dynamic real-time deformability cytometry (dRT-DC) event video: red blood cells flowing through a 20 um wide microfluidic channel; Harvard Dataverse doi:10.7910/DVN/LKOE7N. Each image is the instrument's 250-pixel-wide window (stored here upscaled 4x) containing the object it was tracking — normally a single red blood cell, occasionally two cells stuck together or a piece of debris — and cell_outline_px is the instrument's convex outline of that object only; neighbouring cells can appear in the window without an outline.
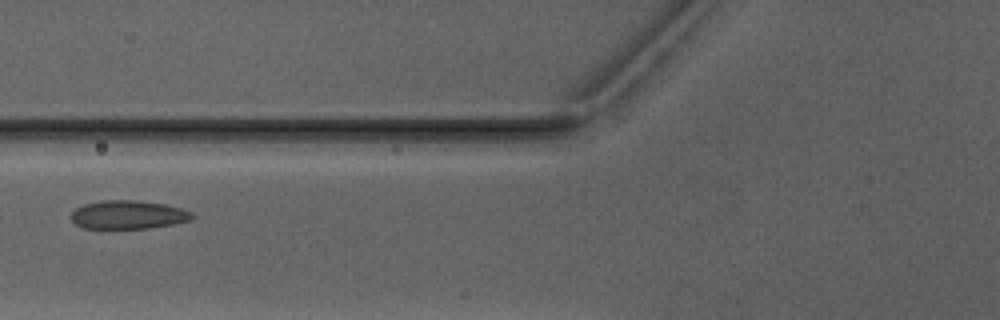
{"species": "Egyptian fruit bat (a non-hibernating species)", "species_latin": "Rousettus aegyptiacus", "temperature_condition": "warm", "stored_images_in_passage": 4, "camera_frame_rate_fps": 3000, "um_per_image_px": 0.085, "animal": {"sex": "male"}, "frame": {"image": 1, "passage_image": 4, "time_ms": 4.0, "image_size_px": [1000, 320], "cell_outline_px": [[196, 216], [192, 220], [172, 224], [148, 228], [84, 228], [76, 224], [72, 220], [72, 212], [76, 208], [84, 204], [104, 200], [136, 200], [164, 204], [180, 208], [192, 212]], "centroid_in_image_um": [10.92, 18.25], "position_along_channel_um": 114.9, "area_um2": 20.0}}